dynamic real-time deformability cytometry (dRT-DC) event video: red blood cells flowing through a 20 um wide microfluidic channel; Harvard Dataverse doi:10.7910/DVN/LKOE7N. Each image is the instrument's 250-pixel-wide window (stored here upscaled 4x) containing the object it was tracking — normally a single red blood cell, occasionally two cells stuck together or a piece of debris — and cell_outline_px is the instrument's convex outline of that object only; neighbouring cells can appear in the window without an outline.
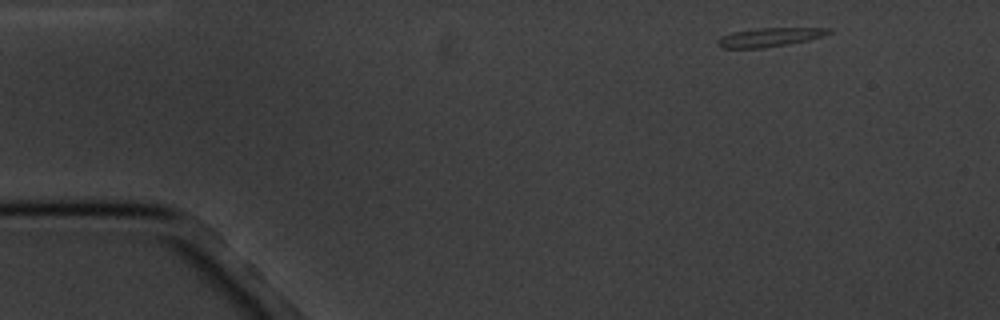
{"species": "common noctule bat (a hibernating species)", "species_latin": "Nyctalus noctula", "temperature_condition": "cold", "stored_images_in_passage": 4, "camera_frame_rate_fps": 3000, "um_per_image_px": 0.085, "animal": {"sex": "male", "body_mass_g": 20.1, "forearm_length_mm": 53.5}, "frame": {"image": 1, "passage_image": 1, "time_ms": 0.0, "image_size_px": [1000, 320], "cell_outline_px": [[832, 32], [808, 40], [788, 44], [764, 48], [720, 48], [716, 44], [716, 40], [720, 36], [732, 32], [756, 28], [832, 28]], "centroid_in_image_um": [65.33, 3.17], "position_along_channel_um": 19.7, "area_um2": 12.25}}
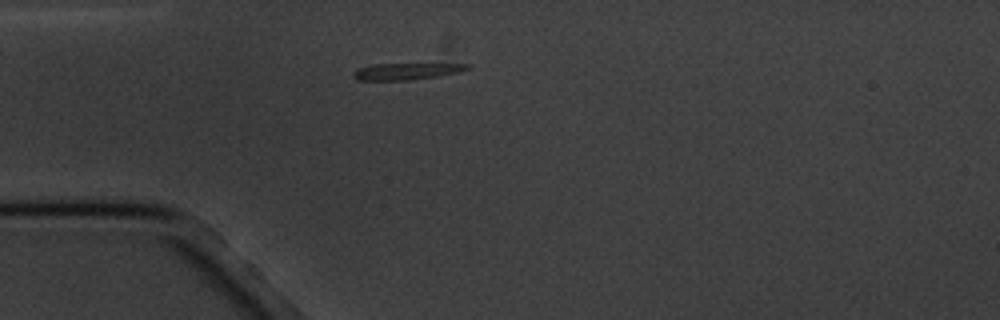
{"frame": {"image": 2, "passage_image": 3, "time_ms": 3.0, "image_size_px": [1000, 320], "cell_outline_px": [[472, 68], [460, 72], [440, 76], [408, 80], [356, 80], [352, 76], [360, 68], [372, 64], [472, 64]], "centroid_in_image_um": [34.62, 6.06], "position_along_channel_um": 50.4, "area_um2": 10.98}}